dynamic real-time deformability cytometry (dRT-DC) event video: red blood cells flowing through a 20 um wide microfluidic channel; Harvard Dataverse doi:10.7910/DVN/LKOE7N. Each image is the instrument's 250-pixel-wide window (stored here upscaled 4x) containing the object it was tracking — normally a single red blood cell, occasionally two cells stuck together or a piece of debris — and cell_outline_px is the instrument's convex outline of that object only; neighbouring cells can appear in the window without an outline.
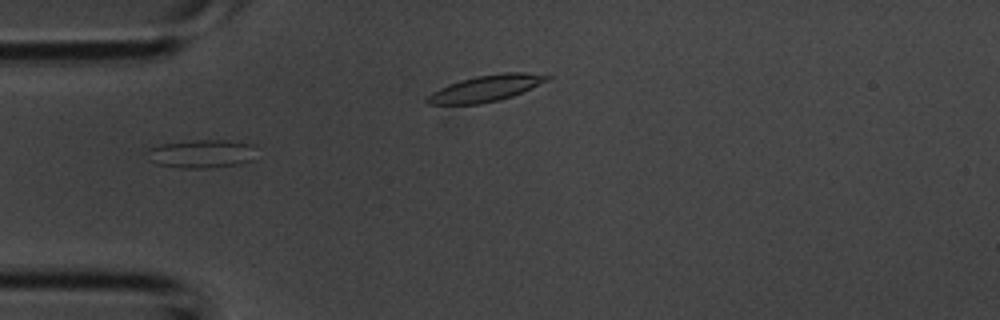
{"species": "common noctule bat (a hibernating species)", "species_latin": "Nyctalus noctula", "temperature_condition": "room temperature", "stored_images_in_passage": 25, "segment_of_instrument_passage": [1, 2], "camera_frame_rate_fps": 3000, "um_per_image_px": 0.085, "animal": {"sex": "male", "body_mass_g": 20.1, "forearm_length_mm": 53.5}, "frame": {"image": 1, "passage_image": 6, "time_ms": 1.667, "image_size_px": [1000, 320], "cell_outline_px": [[252, 160], [240, 164], [212, 168], [180, 168], [156, 164], [148, 160], [144, 152], [148, 148], [160, 144], [192, 140], [228, 140], [252, 144]], "centroid_in_image_um": [17.03, 13.08], "position_along_channel_um": 68.0, "area_um2": 18.26}}
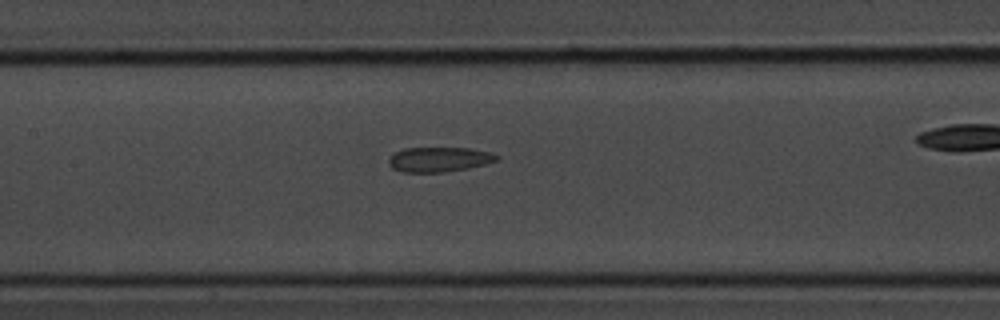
{"frame": {"image": 2, "passage_image": 12, "time_ms": 3.667, "image_size_px": [1000, 320], "cell_outline_px": [[500, 160], [468, 168], [444, 172], [404, 172], [392, 168], [388, 164], [388, 160], [392, 152], [404, 148], [468, 148], [492, 152], [500, 156]], "centroid_in_image_um": [37.32, 13.54], "position_along_channel_um": 170.1, "area_um2": 15.78}}
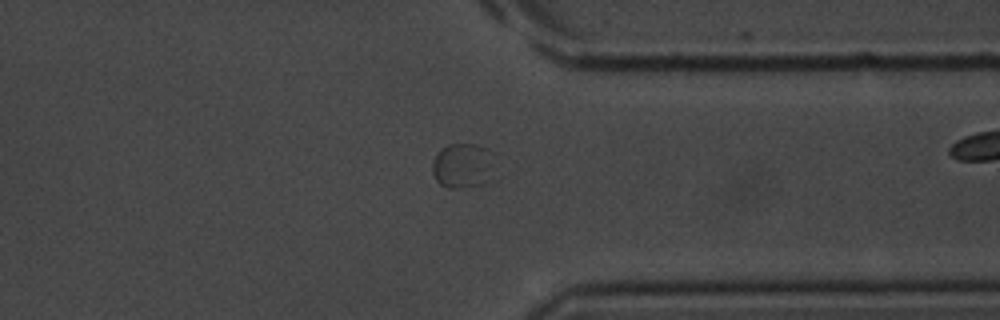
{"frame": {"image": 3, "passage_image": 24, "time_ms": 7.667, "image_size_px": [1000, 320], "cell_outline_px": [[492, 152], [484, 184], [460, 188], [448, 188], [440, 184], [436, 180], [432, 172], [432, 160], [436, 152], [440, 148], [448, 144], [476, 144], [488, 148]], "centroid_in_image_um": [39.2, 14.05], "position_along_channel_um": 372.2, "area_um2": 15.95}}